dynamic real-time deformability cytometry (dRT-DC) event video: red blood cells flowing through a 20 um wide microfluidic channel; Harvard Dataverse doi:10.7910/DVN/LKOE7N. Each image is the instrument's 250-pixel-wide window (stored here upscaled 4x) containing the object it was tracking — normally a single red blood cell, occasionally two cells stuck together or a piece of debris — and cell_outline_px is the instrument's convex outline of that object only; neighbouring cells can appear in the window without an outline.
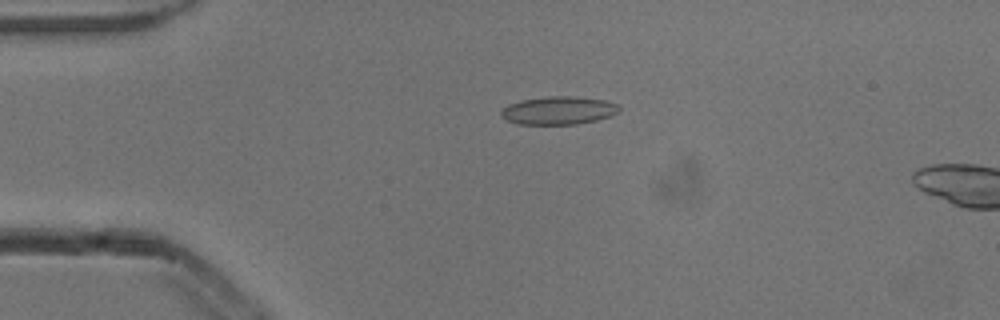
{"species": "common noctule bat (a hibernating species)", "species_latin": "Nyctalus noctula", "temperature_condition": "cold", "stored_images_in_passage": 3, "segment_of_instrument_passage": [1, 2], "camera_frame_rate_fps": 3000, "um_per_image_px": 0.085, "animal": {"sex": "male", "body_mass_g": 13.3}, "frame": {"image": 1, "passage_image": 1, "time_ms": 0.0, "image_size_px": [1000, 320], "cell_outline_px": [[620, 108], [612, 116], [596, 120], [576, 124], [516, 124], [500, 116], [500, 112], [508, 104], [520, 100], [548, 96], [576, 96], [604, 100], [620, 104]], "centroid_in_image_um": [47.48, 9.38], "position_along_channel_um": 37.5, "area_um2": 19.42}}